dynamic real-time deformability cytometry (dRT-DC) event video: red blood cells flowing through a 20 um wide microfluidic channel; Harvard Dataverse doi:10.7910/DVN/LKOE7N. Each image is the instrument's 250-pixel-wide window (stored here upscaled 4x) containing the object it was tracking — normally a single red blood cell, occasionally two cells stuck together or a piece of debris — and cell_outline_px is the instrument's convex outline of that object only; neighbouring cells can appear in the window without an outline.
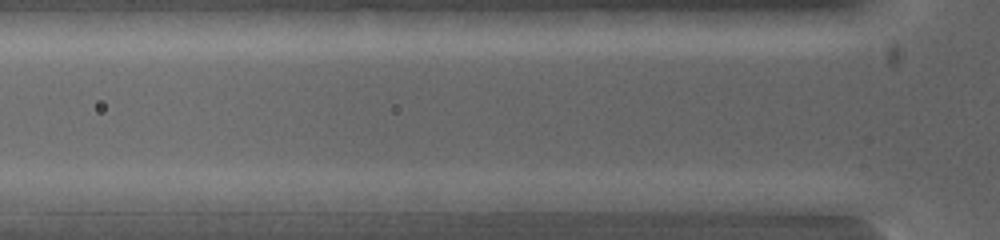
{"species": "common noctule bat (a hibernating species)", "species_latin": "Nyctalus noctula", "temperature_condition": "warm", "stored_images_in_passage": 3, "segment_of_instrument_passage": [2, 2], "camera_frame_rate_fps": 5000, "um_per_image_px": 0.085, "animal": {"sex": "female", "body_mass_g": 19.0, "forearm_length_mm": 53.3}, "frame": {"image": 1, "passage_image": 3, "time_ms": 0.4, "image_size_px": [1000, 240], "cell_outline_px": [[632, 200], [596, 212], [496, 212], [496, 200], [620, 192]], "centroid_in_image_um": [47.86, 17.29], "position_along_channel_um": 77.9, "area_um2": 14.16}}